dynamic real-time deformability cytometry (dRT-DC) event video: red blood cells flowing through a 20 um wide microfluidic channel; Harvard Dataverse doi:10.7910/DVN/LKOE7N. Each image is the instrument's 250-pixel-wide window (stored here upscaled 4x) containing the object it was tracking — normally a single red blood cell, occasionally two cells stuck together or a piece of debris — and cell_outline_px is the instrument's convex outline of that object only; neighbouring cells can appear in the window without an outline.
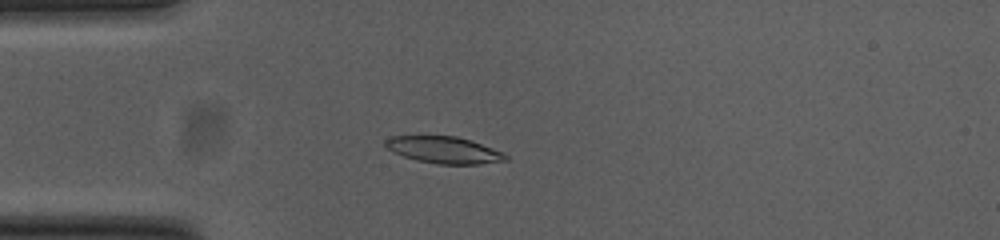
{"species": "common noctule bat (a hibernating species)", "species_latin": "Nyctalus noctula", "temperature_condition": "cold", "stored_images_in_passage": 52, "camera_frame_rate_fps": 3000, "um_per_image_px": 0.085, "animal": {"sex": "female", "body_mass_g": 23.0, "forearm_length_mm": 53.4}, "frame": {"image": 1, "passage_image": 13, "time_ms": 4.0, "image_size_px": [1000, 240], "cell_outline_px": [[508, 160], [480, 164], [436, 164], [416, 160], [392, 152], [384, 148], [384, 140], [392, 136], [456, 136], [504, 152], [508, 156]], "centroid_in_image_um": [37.7, 12.75], "position_along_channel_um": 47.3, "area_um2": 18.79}}
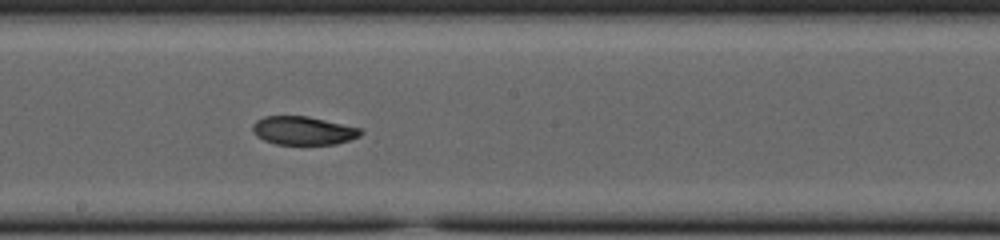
{"frame": {"image": 2, "passage_image": 28, "time_ms": 9.0, "image_size_px": [1000, 240], "cell_outline_px": [[364, 132], [360, 136], [336, 144], [276, 144], [264, 140], [256, 136], [252, 132], [252, 124], [256, 120], [264, 116], [308, 116], [360, 128]], "centroid_in_image_um": [25.74, 11.1], "position_along_channel_um": 222.5, "area_um2": 17.92}}
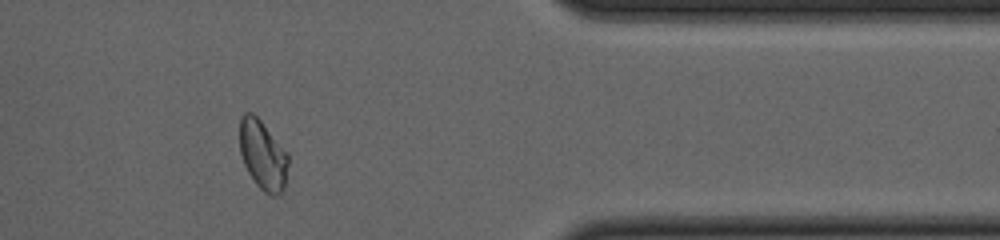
{"frame": {"image": 3, "passage_image": 43, "time_ms": 14.0, "image_size_px": [1000, 240], "cell_outline_px": [[288, 164], [284, 192], [280, 196], [268, 196], [256, 184], [248, 172], [244, 164], [240, 152], [240, 116], [244, 112], [252, 112], [260, 120], [288, 152]], "centroid_in_image_um": [22.36, 13.21], "position_along_channel_um": 389.0, "area_um2": 19.94}, "authors_computed_cell_mechanics": {"area_um2": 19.1607, "velocity_mm_per_s": 3.7849, "shape_relaxation_time_tau1_ms": null, "shape_relaxation_time_tau2_ms": 4.1291, "deformation_change_tau1": null, "deformation_change_tau2": 0.0743}}